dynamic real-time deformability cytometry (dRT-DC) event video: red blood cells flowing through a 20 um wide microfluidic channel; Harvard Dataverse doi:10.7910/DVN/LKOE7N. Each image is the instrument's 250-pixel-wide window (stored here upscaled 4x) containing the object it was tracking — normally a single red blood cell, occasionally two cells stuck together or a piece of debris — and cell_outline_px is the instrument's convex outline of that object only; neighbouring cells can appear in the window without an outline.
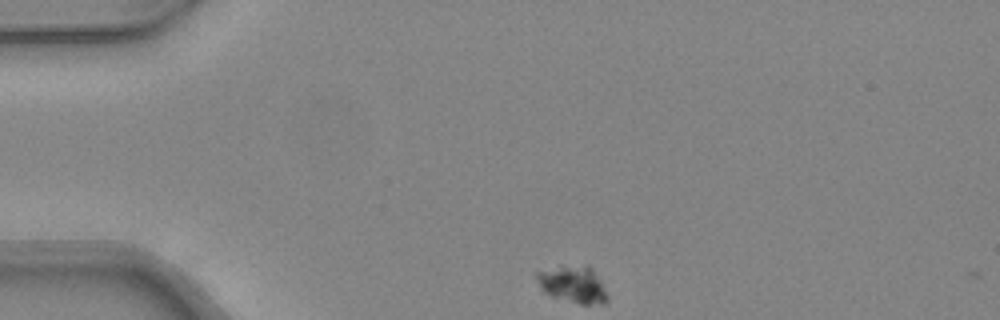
{"species": "common noctule bat (a hibernating species)", "species_latin": "Nyctalus noctula", "temperature_condition": "warm", "stored_images_in_passage": 41, "camera_frame_rate_fps": 3000, "um_per_image_px": 0.085, "animal": {"sex": "female", "body_mass_g": 24.6, "forearm_length_mm": 56.2}, "frame": {"image": 1, "passage_image": 1, "time_ms": 0.0, "image_size_px": [1000, 320], "cell_outline_px": [[608, 300], [604, 304], [580, 304], [552, 296], [544, 292], [540, 288], [536, 276], [536, 272], [560, 264], [588, 264], [592, 268], [600, 280], [608, 296]], "centroid_in_image_um": [48.69, 24.13], "position_along_channel_um": 36.3, "area_um2": 15.61}}
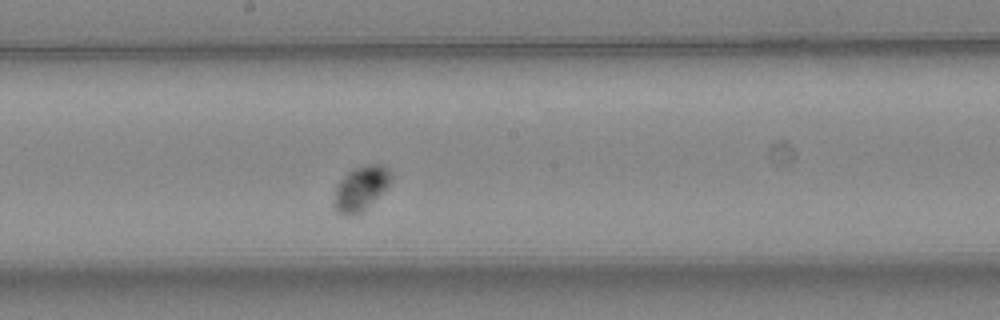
{"frame": {"image": 2, "passage_image": 18, "time_ms": 5.667, "image_size_px": [1000, 320], "cell_outline_px": [[392, 180], [360, 212], [352, 216], [336, 212], [332, 208], [332, 204], [336, 184], [352, 168], [364, 164], [384, 164], [388, 168], [392, 176]], "centroid_in_image_um": [30.6, 15.97], "position_along_channel_um": 217.6, "area_um2": 14.68}}
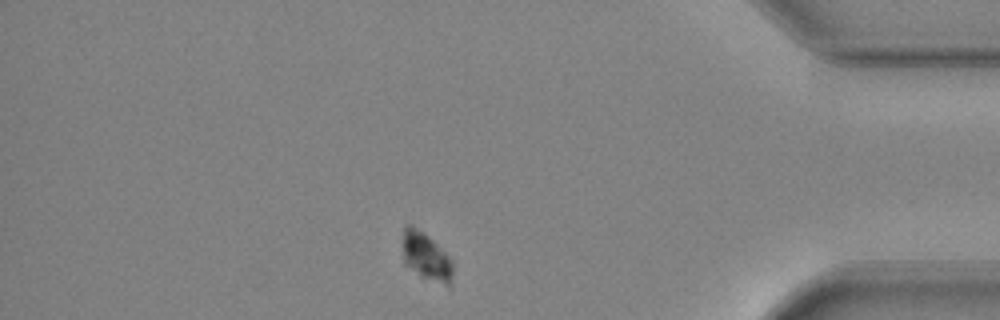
{"frame": {"image": 3, "passage_image": 34, "time_ms": 11.0, "image_size_px": [1000, 320], "cell_outline_px": [[452, 276], [448, 288], [420, 276], [404, 264], [404, 224], [412, 224], [428, 236], [452, 260]], "centroid_in_image_um": [36.23, 21.84], "position_along_channel_um": 399.0, "area_um2": 13.87}}